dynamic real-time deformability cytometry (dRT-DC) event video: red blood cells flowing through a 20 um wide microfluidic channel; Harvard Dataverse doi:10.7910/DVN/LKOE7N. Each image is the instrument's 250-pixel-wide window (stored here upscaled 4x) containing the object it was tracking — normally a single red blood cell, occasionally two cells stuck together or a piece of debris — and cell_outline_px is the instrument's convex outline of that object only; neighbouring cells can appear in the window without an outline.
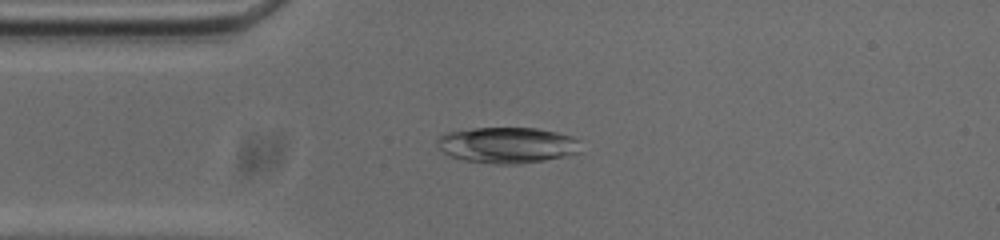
{"species": "common noctule bat (a hibernating species)", "species_latin": "Nyctalus noctula", "temperature_condition": "cold", "stored_images_in_passage": 39, "camera_frame_rate_fps": 3000, "um_per_image_px": 0.085, "animal": {"sex": "male", "body_mass_g": 20.0, "forearm_length_mm": 53.3}, "frame": {"image": 1, "passage_image": 3, "time_ms": 0.667, "image_size_px": [1000, 240], "cell_outline_px": [[580, 152], [564, 156], [544, 160], [520, 164], [496, 164], [464, 160], [448, 156], [436, 144], [436, 140], [440, 136], [448, 132], [472, 128], [536, 128], [556, 132], [572, 136], [576, 140]], "centroid_in_image_um": [43.07, 12.33], "position_along_channel_um": 41.9, "area_um2": 29.94}}
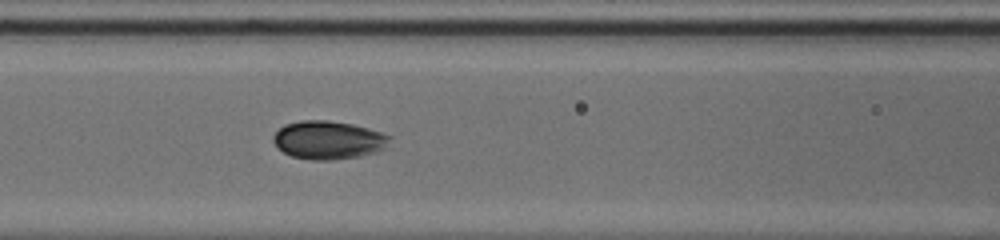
{"frame": {"image": 2, "passage_image": 12, "time_ms": 3.667, "image_size_px": [1000, 240], "cell_outline_px": [[392, 136], [384, 148], [376, 152], [360, 156], [332, 160], [312, 160], [292, 156], [284, 152], [272, 140], [272, 136], [284, 124], [300, 120], [328, 120], [352, 124], [368, 128]], "centroid_in_image_um": [27.9, 11.89], "position_along_channel_um": 138.7, "area_um2": 25.89}}
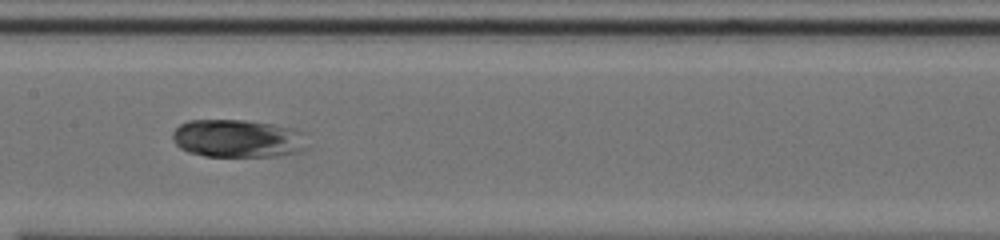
{"frame": {"image": 3, "passage_image": 16, "time_ms": 5.0, "image_size_px": [1000, 240], "cell_outline_px": [[304, 152], [276, 156], [204, 156], [188, 152], [180, 148], [176, 144], [172, 136], [172, 132], [180, 124], [188, 120], [244, 120], [272, 124], [292, 128], [304, 132]], "centroid_in_image_um": [20.19, 11.77], "position_along_channel_um": 187.2, "area_um2": 29.88}, "authors_computed_cell_mechanics": {"area_um2": 28.7844, "velocity_mm_per_s": 3.6558, "shape_relaxation_time_tau1_ms": 1.1163, "shape_relaxation_time_tau2_ms": null, "deformation_change_tau1": 0.1094, "deformation_change_tau2": null}}